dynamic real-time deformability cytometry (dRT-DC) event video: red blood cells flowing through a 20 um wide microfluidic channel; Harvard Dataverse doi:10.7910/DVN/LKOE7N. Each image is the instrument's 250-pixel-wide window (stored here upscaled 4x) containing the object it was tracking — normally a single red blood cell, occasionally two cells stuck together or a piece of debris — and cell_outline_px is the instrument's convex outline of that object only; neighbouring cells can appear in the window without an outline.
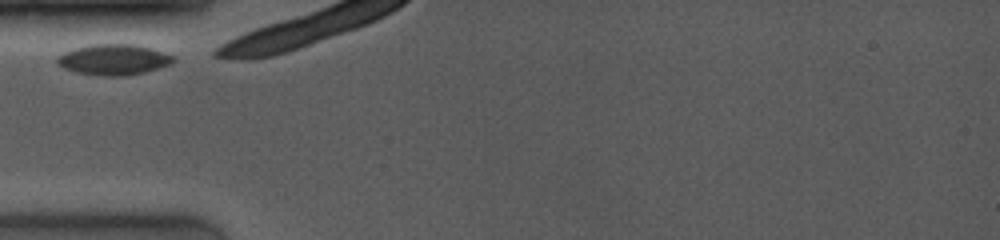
{"species": "common noctule bat (a hibernating species)", "species_latin": "Nyctalus noctula", "temperature_condition": "room temperature", "stored_images_in_passage": 43, "camera_frame_rate_fps": 4000, "um_per_image_px": 0.085, "animal": {"sex": "female", "body_mass_g": 19.0, "forearm_length_mm": 53.3}, "frame": {"image": 1, "passage_image": 1, "time_ms": 0.0, "image_size_px": [1000, 240], "cell_outline_px": [[176, 60], [172, 64], [160, 68], [128, 76], [100, 76], [76, 72], [64, 68], [56, 64], [56, 56], [64, 52], [76, 48], [92, 44], [136, 44], [152, 48], [172, 56]], "centroid_in_image_um": [9.65, 5.07], "position_along_channel_um": 75.3, "area_um2": 20.98}}